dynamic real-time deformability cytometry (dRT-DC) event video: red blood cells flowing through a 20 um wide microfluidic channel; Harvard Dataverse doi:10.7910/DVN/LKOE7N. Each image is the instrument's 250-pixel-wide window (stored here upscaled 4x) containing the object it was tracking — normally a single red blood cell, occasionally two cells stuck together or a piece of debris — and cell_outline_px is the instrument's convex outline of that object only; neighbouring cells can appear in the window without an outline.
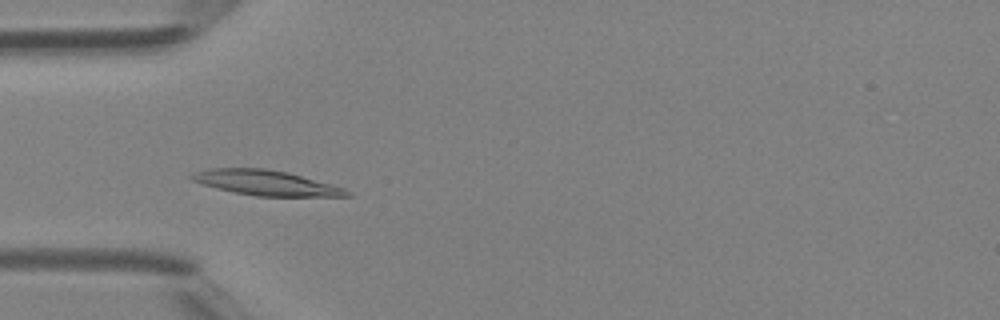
{"species": "Egyptian fruit bat (a non-hibernating species)", "species_latin": "Rousettus aegyptiacus", "temperature_condition": "room temperature", "stored_images_in_passage": 41, "camera_frame_rate_fps": 3000, "um_per_image_px": 0.085, "animal": {"sex": "female"}, "frame": {"image": 1, "passage_image": 11, "time_ms": 3.333, "image_size_px": [1000, 320], "cell_outline_px": [[352, 196], [256, 196], [216, 188], [192, 180], [188, 176], [192, 172], [208, 168], [264, 168], [288, 172], [332, 184], [344, 188], [352, 192]], "centroid_in_image_um": [22.61, 15.53], "position_along_channel_um": 62.4, "area_um2": 22.66}}
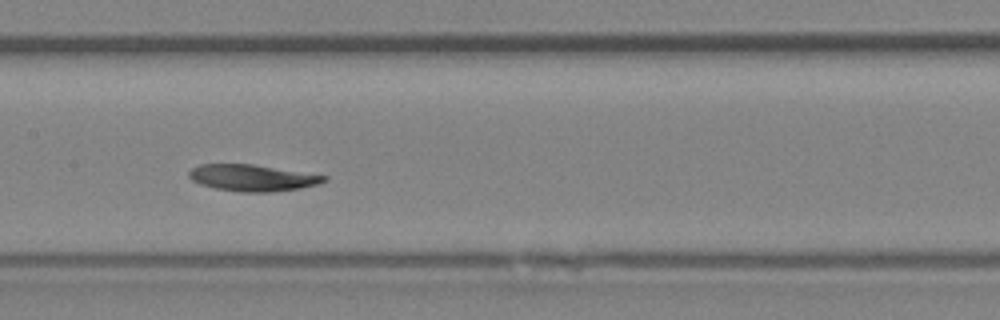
{"frame": {"image": 2, "passage_image": 19, "time_ms": 6.0, "image_size_px": [1000, 320], "cell_outline_px": [[328, 180], [320, 184], [300, 188], [272, 192], [240, 192], [216, 188], [200, 184], [192, 180], [188, 176], [188, 172], [192, 168], [200, 164], [252, 164], [328, 176]], "centroid_in_image_um": [21.46, 15.12], "position_along_channel_um": 185.9, "area_um2": 20.87}}
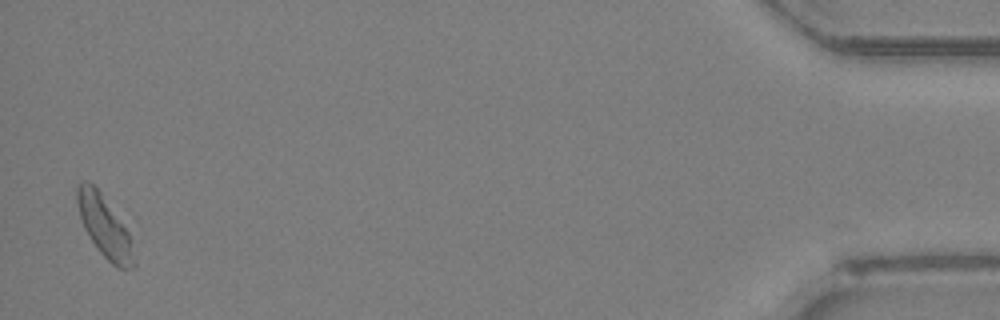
{"frame": {"image": 3, "passage_image": 40, "time_ms": 13.0, "image_size_px": [1000, 320], "cell_outline_px": [[136, 264], [132, 268], [116, 268], [100, 252], [84, 228], [80, 216], [76, 200], [76, 188], [84, 180], [92, 184], [100, 192], [128, 232]], "centroid_in_image_um": [8.87, 19.27], "position_along_channel_um": 426.3, "area_um2": 19.65}}